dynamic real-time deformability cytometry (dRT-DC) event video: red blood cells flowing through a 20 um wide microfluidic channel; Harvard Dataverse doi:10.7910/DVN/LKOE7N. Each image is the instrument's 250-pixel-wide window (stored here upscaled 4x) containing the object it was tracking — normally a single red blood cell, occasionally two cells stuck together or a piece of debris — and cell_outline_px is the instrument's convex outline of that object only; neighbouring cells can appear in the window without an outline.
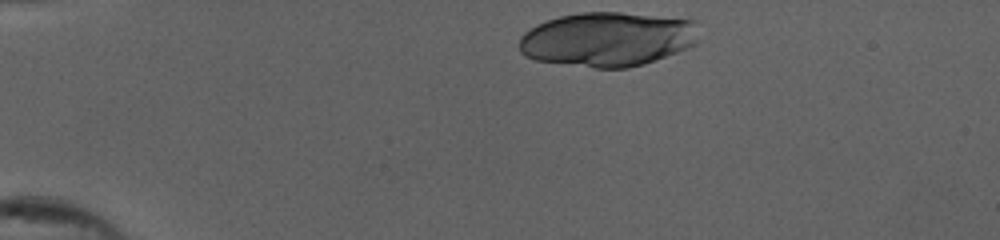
{"species": "human", "species_latin": "Homo sapiens", "temperature_condition": "cold", "stored_images_in_passage": 35, "segment_of_instrument_passage": [1, 2], "camera_frame_rate_fps": 3000, "um_per_image_px": 0.085, "donor": {"sex": "female"}, "frame": {"image": 1, "passage_image": 1, "time_ms": 0.0, "image_size_px": [1000, 240], "cell_outline_px": [[688, 44], [664, 56], [640, 64], [624, 68], [596, 68], [536, 60], [528, 56], [520, 48], [520, 40], [532, 28], [548, 20], [560, 16], [584, 12], [616, 12], [688, 20]], "centroid_in_image_um": [51.42, 3.34], "position_along_channel_um": 33.6, "area_um2": 53.75}}